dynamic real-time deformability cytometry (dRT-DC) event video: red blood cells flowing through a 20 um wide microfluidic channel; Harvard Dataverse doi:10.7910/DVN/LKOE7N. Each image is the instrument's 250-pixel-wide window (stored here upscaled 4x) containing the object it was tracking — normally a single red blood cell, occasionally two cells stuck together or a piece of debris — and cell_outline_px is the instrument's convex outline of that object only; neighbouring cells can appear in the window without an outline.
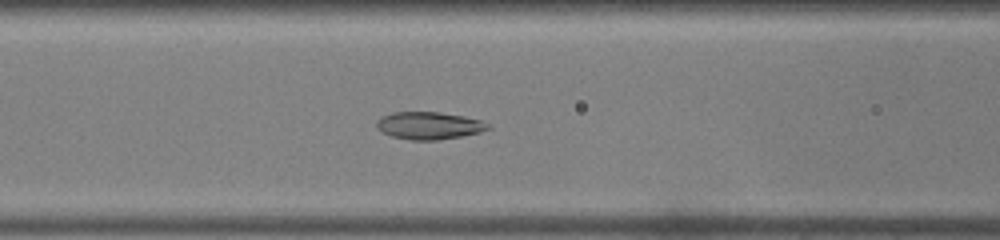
{"species": "common noctule bat (a hibernating species)", "species_latin": "Nyctalus noctula", "temperature_condition": "warm", "stored_images_in_passage": 27, "camera_frame_rate_fps": 3000, "um_per_image_px": 0.085, "animal": {"sex": "male", "body_mass_g": 19.0, "forearm_length_mm": 50.8}, "frame": {"image": 1, "passage_image": 5, "time_ms": 1.333, "image_size_px": [1000, 240], "cell_outline_px": [[492, 128], [480, 132], [440, 140], [412, 140], [392, 136], [376, 128], [376, 120], [380, 116], [392, 112], [440, 112], [464, 116], [480, 120], [488, 124]], "centroid_in_image_um": [36.45, 10.67], "position_along_channel_um": 130.2, "area_um2": 17.86}}
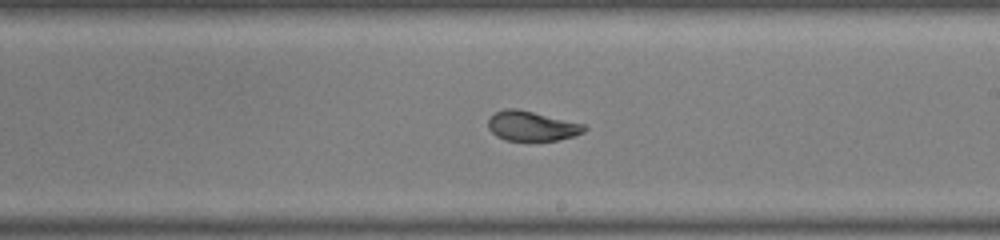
{"frame": {"image": 2, "passage_image": 13, "time_ms": 4.0, "image_size_px": [1000, 240], "cell_outline_px": [[588, 128], [584, 132], [572, 136], [556, 140], [504, 140], [496, 136], [488, 128], [488, 120], [496, 112], [504, 108], [516, 108], [584, 124]], "centroid_in_image_um": [45.18, 10.71], "position_along_channel_um": 243.8, "area_um2": 16.47}}
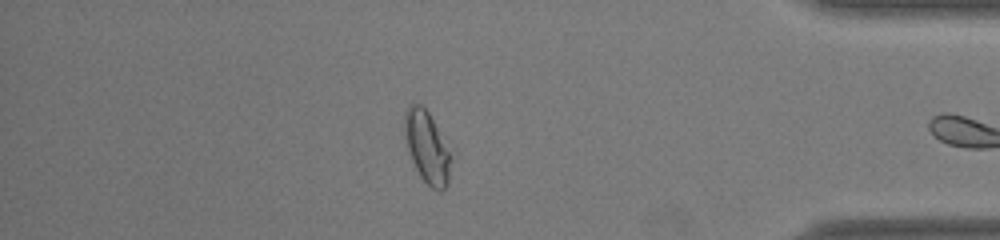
{"frame": {"image": 3, "passage_image": 26, "time_ms": 8.333, "image_size_px": [1000, 240], "cell_outline_px": [[448, 184], [440, 192], [432, 188], [420, 176], [408, 152], [404, 136], [404, 112], [412, 104], [420, 104], [428, 112], [448, 152]], "centroid_in_image_um": [36.22, 12.51], "position_along_channel_um": 399.0, "area_um2": 18.44}, "authors_computed_cell_mechanics": {"area_um2": 17.5134, "velocity_mm_per_s": 4.2724, "shape_relaxation_time_tau1_ms": 7.3264, "shape_relaxation_time_tau2_ms": 0.9771, "deformation_change_tau1": 0.256, "deformation_change_tau2": 0.0506}}